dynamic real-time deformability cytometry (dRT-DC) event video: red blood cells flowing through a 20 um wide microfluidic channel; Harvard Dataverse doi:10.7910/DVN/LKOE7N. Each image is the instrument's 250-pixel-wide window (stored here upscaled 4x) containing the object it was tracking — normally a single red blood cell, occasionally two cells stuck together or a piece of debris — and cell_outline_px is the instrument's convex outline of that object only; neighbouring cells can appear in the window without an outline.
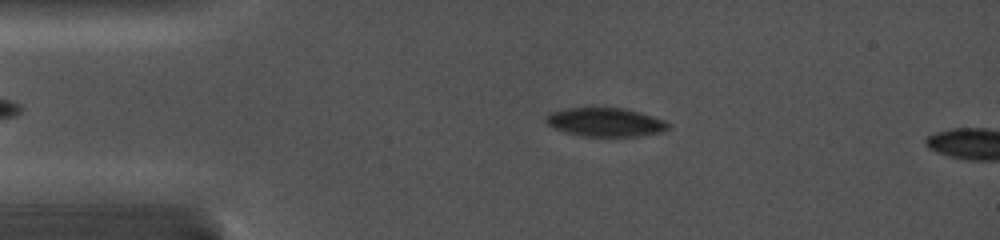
{"species": "common noctule bat (a hibernating species)", "species_latin": "Nyctalus noctula", "temperature_condition": "cold", "stored_images_in_passage": 12, "camera_frame_rate_fps": 5000, "um_per_image_px": 0.085, "animal": {"sex": "female", "body_mass_g": 19.0, "forearm_length_mm": 56.7}, "frame": {"image": 1, "passage_image": 9, "time_ms": 2.6, "image_size_px": [1000, 240], "cell_outline_px": [[672, 124], [668, 128], [660, 132], [636, 136], [584, 136], [564, 132], [548, 124], [544, 120], [552, 112], [564, 108], [624, 108], [640, 112], [664, 120]], "centroid_in_image_um": [51.47, 10.38], "position_along_channel_um": 33.5, "area_um2": 20.23}}